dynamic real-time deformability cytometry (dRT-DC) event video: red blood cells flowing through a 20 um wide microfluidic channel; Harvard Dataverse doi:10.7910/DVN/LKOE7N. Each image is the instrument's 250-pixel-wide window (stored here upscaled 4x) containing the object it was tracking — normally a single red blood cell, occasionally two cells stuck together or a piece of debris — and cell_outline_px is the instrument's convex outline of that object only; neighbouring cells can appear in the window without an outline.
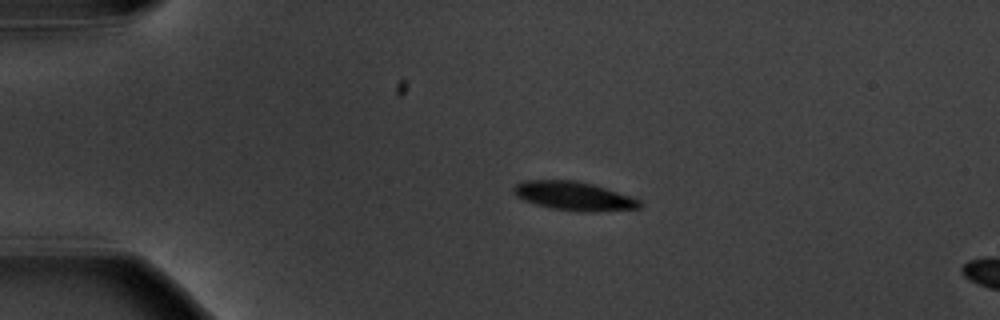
{"species": "common noctule bat (a hibernating species)", "species_latin": "Nyctalus noctula", "temperature_condition": "warm", "stored_images_in_passage": 5, "segment_of_instrument_passage": [1, 2], "camera_frame_rate_fps": 3000, "um_per_image_px": 0.085, "animal": {"sex": "male", "body_mass_g": 20.1, "forearm_length_mm": 53.5}, "frame": {"image": 1, "passage_image": 3, "time_ms": 2.333, "image_size_px": [1000, 320], "cell_outline_px": [[644, 204], [640, 208], [584, 212], [580, 212], [552, 208], [536, 204], [524, 200], [516, 196], [512, 192], [512, 188], [516, 184], [524, 180], [572, 180], [592, 184], [640, 200]], "centroid_in_image_um": [48.73, 16.66], "position_along_channel_um": 36.3, "area_um2": 20.87}}